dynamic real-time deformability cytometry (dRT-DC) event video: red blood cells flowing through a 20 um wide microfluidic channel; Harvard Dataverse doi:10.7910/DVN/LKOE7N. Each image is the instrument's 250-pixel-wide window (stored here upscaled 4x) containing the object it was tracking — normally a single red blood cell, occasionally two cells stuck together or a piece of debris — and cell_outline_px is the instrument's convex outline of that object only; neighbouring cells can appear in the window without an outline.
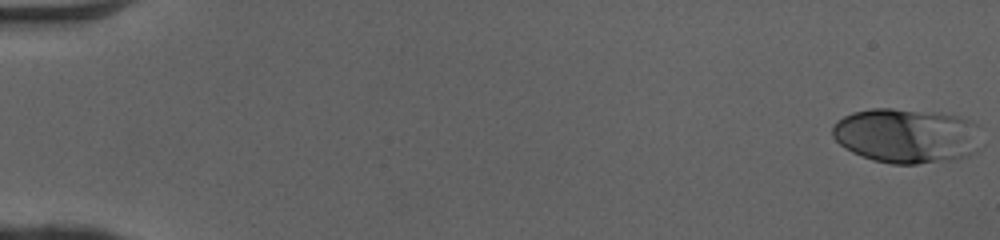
{"species": "human", "species_latin": "Homo sapiens", "temperature_condition": "cold", "stored_images_in_passage": 50, "camera_frame_rate_fps": 3000, "um_per_image_px": 0.085, "donor": {"sex": "female"}, "frame": {"image": 1, "passage_image": 1, "time_ms": 0.0, "image_size_px": [1000, 240], "cell_outline_px": [[984, 148], [968, 156], [952, 160], [916, 164], [892, 164], [872, 160], [852, 152], [844, 148], [832, 136], [832, 128], [836, 120], [852, 112], [872, 108], [892, 108], [940, 112], [972, 120], [976, 124], [984, 144]], "centroid_in_image_um": [77.12, 11.54], "position_along_channel_um": 7.9, "area_um2": 48.61}}
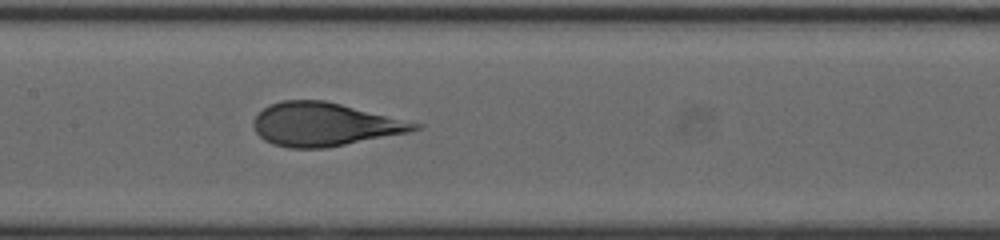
{"frame": {"image": 2, "passage_image": 26, "time_ms": 8.333, "image_size_px": [1000, 240], "cell_outline_px": [[424, 128], [408, 132], [324, 148], [288, 148], [272, 144], [264, 140], [256, 132], [252, 124], [252, 120], [268, 104], [280, 100], [324, 100], [424, 124]], "centroid_in_image_um": [27.56, 10.56], "position_along_channel_um": 179.8, "area_um2": 40.63}}
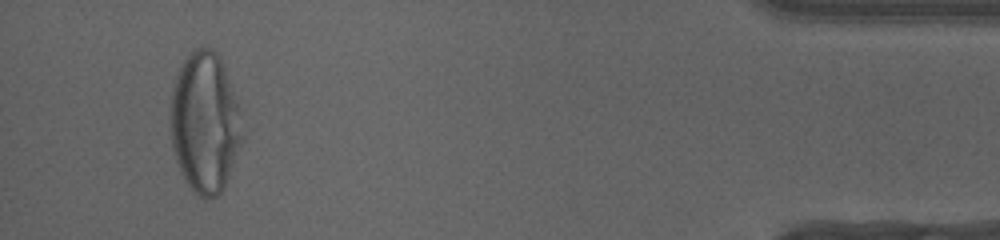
{"frame": {"image": 3, "passage_image": 48, "time_ms": 15.667, "image_size_px": [1000, 240], "cell_outline_px": [[244, 140], [224, 188], [216, 196], [204, 200], [192, 192], [180, 172], [172, 148], [168, 124], [168, 112], [172, 88], [176, 72], [180, 64], [196, 48], [212, 48], [216, 52], [244, 108]], "centroid_in_image_um": [17.43, 10.44], "position_along_channel_um": 417.8, "area_um2": 61.09}, "authors_computed_cell_mechanics": {"area_um2": 41.8183, "velocity_mm_per_s": 4.0995, "shape_relaxation_time_tau1_ms": 3.9086, "shape_relaxation_time_tau2_ms": null, "deformation_change_tau1": 0.206, "deformation_change_tau2": null}}